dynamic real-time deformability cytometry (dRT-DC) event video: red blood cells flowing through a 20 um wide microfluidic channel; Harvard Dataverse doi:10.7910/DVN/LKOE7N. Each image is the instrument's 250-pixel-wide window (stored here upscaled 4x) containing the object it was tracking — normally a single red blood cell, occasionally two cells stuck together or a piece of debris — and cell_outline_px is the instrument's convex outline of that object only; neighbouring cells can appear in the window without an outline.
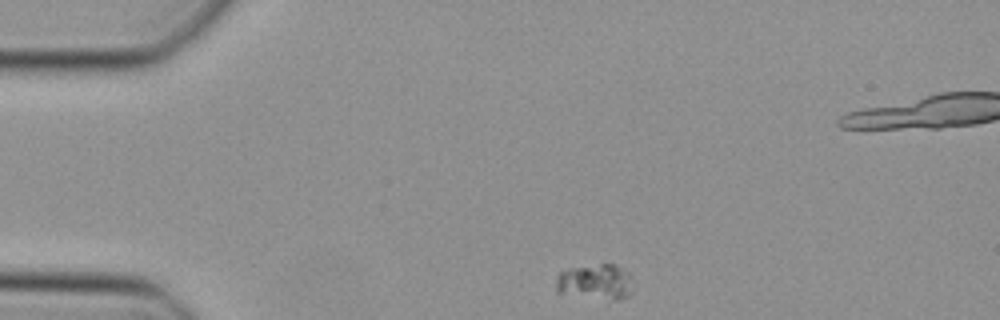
{"species": "Egyptian fruit bat (a non-hibernating species)", "species_latin": "Rousettus aegyptiacus", "temperature_condition": "cold", "stored_images_in_passage": 41, "camera_frame_rate_fps": 3000, "um_per_image_px": 0.085, "animal": {"sex": "female"}, "frame": {"image": 1, "passage_image": 1, "time_ms": 0.0, "image_size_px": [1000, 320], "cell_outline_px": [[632, 292], [628, 296], [620, 300], [612, 300], [556, 292], [556, 276], [560, 272], [568, 268], [600, 264], [616, 264], [628, 272], [632, 276]], "centroid_in_image_um": [50.64, 23.95], "position_along_channel_um": 34.4, "area_um2": 16.13}}
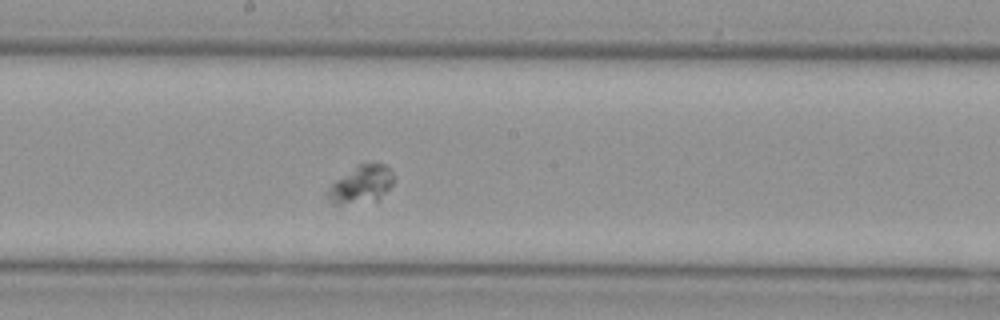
{"frame": {"image": 2, "passage_image": 18, "time_ms": 5.667, "image_size_px": [1000, 320], "cell_outline_px": [[392, 184], [380, 200], [340, 204], [332, 204], [328, 196], [328, 192], [332, 184], [336, 180], [356, 164], [384, 164], [392, 168]], "centroid_in_image_um": [30.73, 15.66], "position_along_channel_um": 217.5, "area_um2": 14.28}}
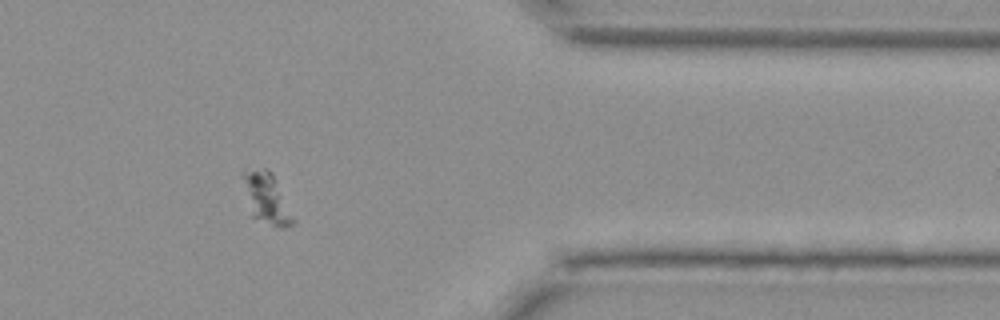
{"frame": {"image": 3, "passage_image": 32, "time_ms": 10.333, "image_size_px": [1000, 320], "cell_outline_px": [[296, 220], [292, 224], [280, 228], [252, 216], [240, 176], [244, 168], [268, 168], [272, 172]], "centroid_in_image_um": [22.63, 16.78], "position_along_channel_um": 388.8, "area_um2": 14.91}}